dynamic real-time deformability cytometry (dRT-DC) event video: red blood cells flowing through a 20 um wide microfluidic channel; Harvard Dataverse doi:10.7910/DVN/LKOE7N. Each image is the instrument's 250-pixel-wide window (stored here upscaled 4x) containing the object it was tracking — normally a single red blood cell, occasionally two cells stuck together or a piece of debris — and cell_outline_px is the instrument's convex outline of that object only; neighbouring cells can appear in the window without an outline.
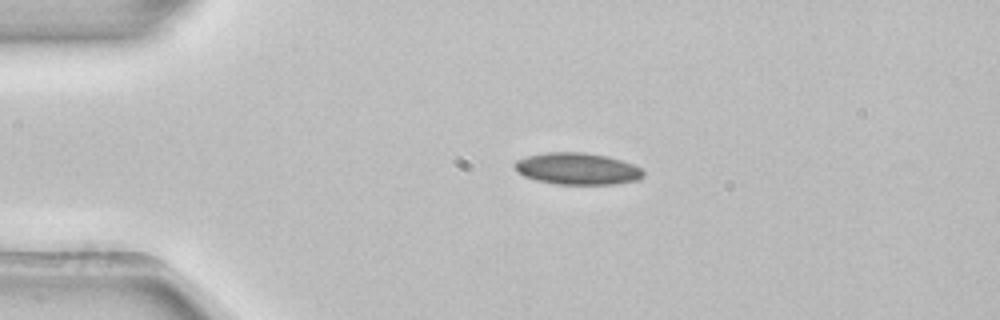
{"species": "common noctule bat (a hibernating species)", "species_latin": "Nyctalus noctula", "temperature_condition": "room temperature", "stored_images_in_passage": 2, "camera_frame_rate_fps": 3000, "um_per_image_px": 0.085, "animal": {"sex": "female", "body_mass_g": 22.7, "forearm_length_mm": 54.2}, "frame": {"image": 1, "passage_image": 1, "time_ms": 0.0, "image_size_px": [1000, 320], "cell_outline_px": [[644, 176], [636, 180], [616, 184], [556, 184], [536, 180], [524, 176], [516, 172], [512, 164], [516, 160], [528, 156], [544, 152], [584, 152], [608, 156], [632, 164], [640, 168], [644, 172]], "centroid_in_image_um": [49.03, 14.34], "position_along_channel_um": 36.0, "area_um2": 23.93}}